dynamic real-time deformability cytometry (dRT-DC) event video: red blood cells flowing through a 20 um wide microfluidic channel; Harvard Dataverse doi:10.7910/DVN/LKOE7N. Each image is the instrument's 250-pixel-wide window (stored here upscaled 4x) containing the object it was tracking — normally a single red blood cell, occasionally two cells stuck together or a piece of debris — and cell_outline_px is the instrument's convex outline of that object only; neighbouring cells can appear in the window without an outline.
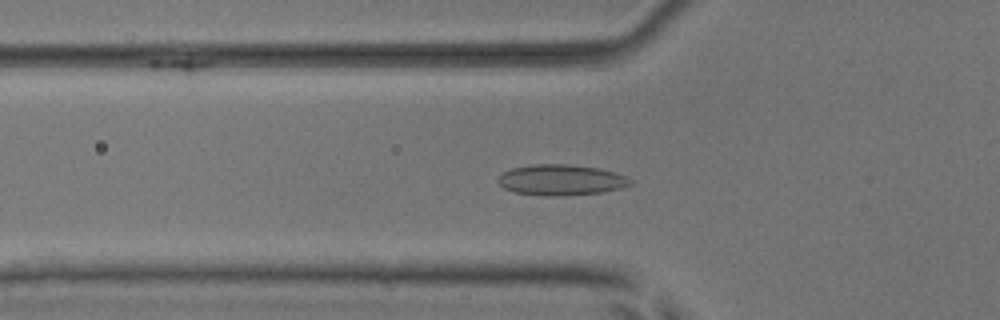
{"species": "common noctule bat (a hibernating species)", "species_latin": "Nyctalus noctula", "temperature_condition": "room temperature", "stored_images_in_passage": 43, "camera_frame_rate_fps": 3000, "um_per_image_px": 0.085, "animal": {"sex": "male", "body_mass_g": 17.9, "forearm_length_mm": 54.2}, "frame": {"image": 1, "passage_image": 19, "time_ms": 6.0, "image_size_px": [1000, 320], "cell_outline_px": [[632, 184], [620, 188], [600, 192], [564, 196], [544, 196], [516, 192], [504, 188], [496, 180], [504, 172], [512, 168], [536, 164], [568, 164], [600, 168], [628, 176], [632, 180]], "centroid_in_image_um": [47.72, 15.29], "position_along_channel_um": 78.1, "area_um2": 23.7}}
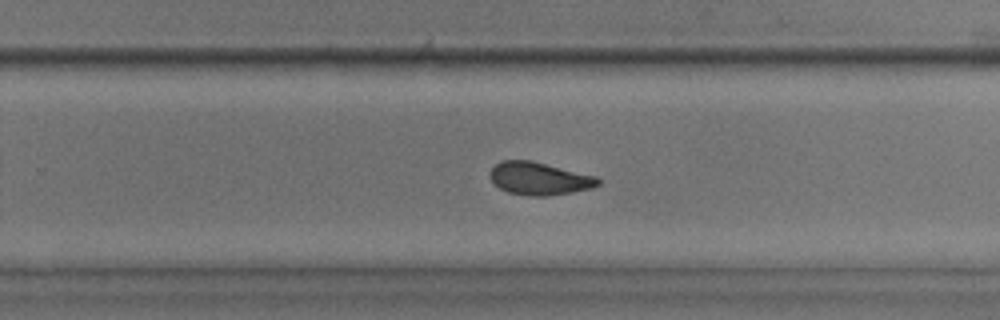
{"frame": {"image": 2, "passage_image": 35, "time_ms": 11.333, "image_size_px": [1000, 320], "cell_outline_px": [[600, 184], [592, 188], [572, 192], [548, 196], [528, 196], [508, 192], [500, 188], [492, 180], [492, 168], [500, 160], [532, 160], [596, 176], [600, 180]], "centroid_in_image_um": [45.87, 15.17], "position_along_channel_um": 283.9, "area_um2": 20.52}}
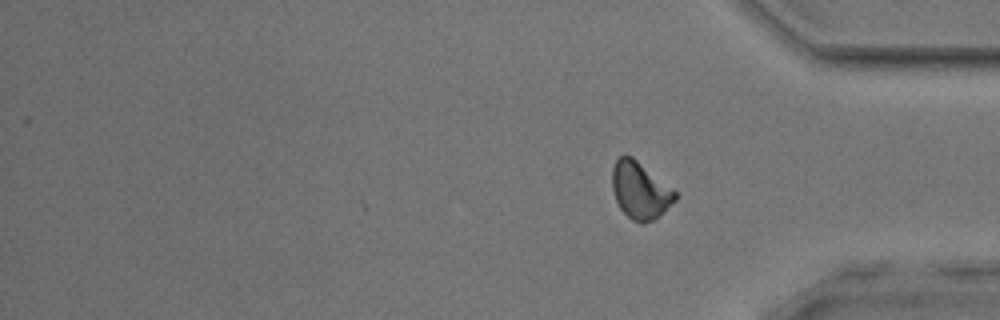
{"frame": {"image": 3, "passage_image": 43, "time_ms": 14.0, "image_size_px": [1000, 320], "cell_outline_px": [[676, 200], [656, 220], [640, 224], [632, 220], [620, 208], [616, 200], [612, 188], [612, 168], [616, 160], [624, 152], [632, 156], [676, 192]], "centroid_in_image_um": [54.39, 16.19], "position_along_channel_um": 380.8, "area_um2": 20.92}, "authors_computed_cell_mechanics": {"area_um2": 21.8484, "velocity_mm_per_s": 3.863, "shape_relaxation_time_tau1_ms": 8.4497, "shape_relaxation_time_tau2_ms": 1.5186, "deformation_change_tau1": 0.1531, "deformation_change_tau2": 0.0724}}